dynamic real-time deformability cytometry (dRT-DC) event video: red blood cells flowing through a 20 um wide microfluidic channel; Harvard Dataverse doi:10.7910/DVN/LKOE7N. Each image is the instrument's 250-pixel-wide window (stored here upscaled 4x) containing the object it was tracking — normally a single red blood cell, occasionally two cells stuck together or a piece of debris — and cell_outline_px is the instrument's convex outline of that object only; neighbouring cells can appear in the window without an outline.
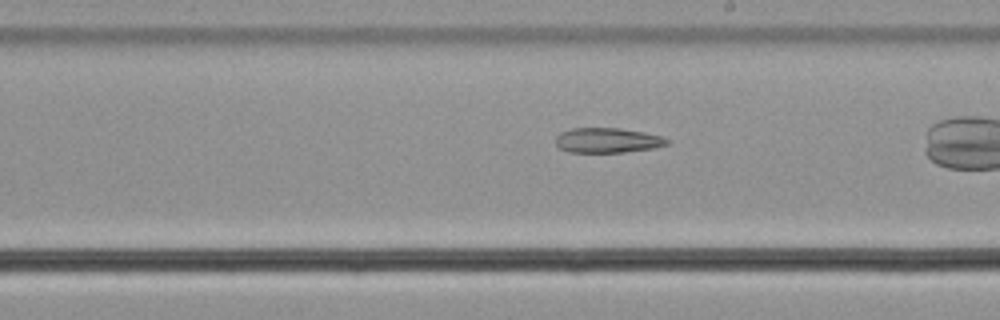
{"species": "common noctule bat (a hibernating species)", "species_latin": "Nyctalus noctula", "temperature_condition": "cold", "stored_images_in_passage": 40, "camera_frame_rate_fps": 3000, "um_per_image_px": 0.085, "animal": {"sex": "male", "body_mass_g": 21.5, "forearm_length_mm": 52.0}, "frame": {"image": 1, "passage_image": 29, "time_ms": 9.333, "image_size_px": [1000, 320], "cell_outline_px": [[672, 140], [668, 144], [652, 148], [624, 152], [568, 152], [560, 148], [556, 144], [556, 136], [560, 132], [572, 128], [620, 128], [644, 132], [664, 136]], "centroid_in_image_um": [51.66, 11.92], "position_along_channel_um": 237.3, "area_um2": 16.3}}